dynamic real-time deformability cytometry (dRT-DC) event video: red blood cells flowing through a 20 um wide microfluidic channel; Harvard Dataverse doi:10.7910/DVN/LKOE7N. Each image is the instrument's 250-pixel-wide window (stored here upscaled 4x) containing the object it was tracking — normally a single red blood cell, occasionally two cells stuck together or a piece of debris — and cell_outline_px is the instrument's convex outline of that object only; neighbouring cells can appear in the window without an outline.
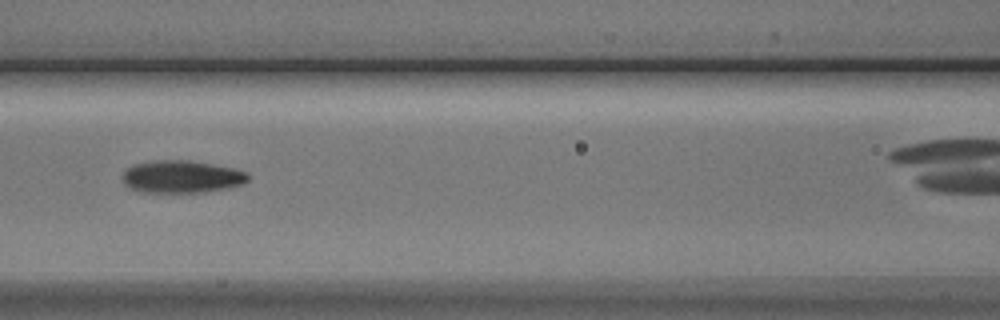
{"species": "Egyptian fruit bat (a non-hibernating species)", "species_latin": "Rousettus aegyptiacus", "temperature_condition": "cold", "stored_images_in_passage": 8, "camera_frame_rate_fps": 3000, "um_per_image_px": 0.085, "animal": {"sex": "male"}, "frame": {"image": 1, "passage_image": 4, "time_ms": 3.333, "image_size_px": [1000, 320], "cell_outline_px": [[248, 180], [244, 184], [228, 188], [204, 192], [144, 192], [128, 188], [124, 184], [124, 172], [132, 164], [152, 160], [188, 160], [236, 168], [248, 172]], "centroid_in_image_um": [15.47, 15.01], "position_along_channel_um": 151.1, "area_um2": 23.93}}
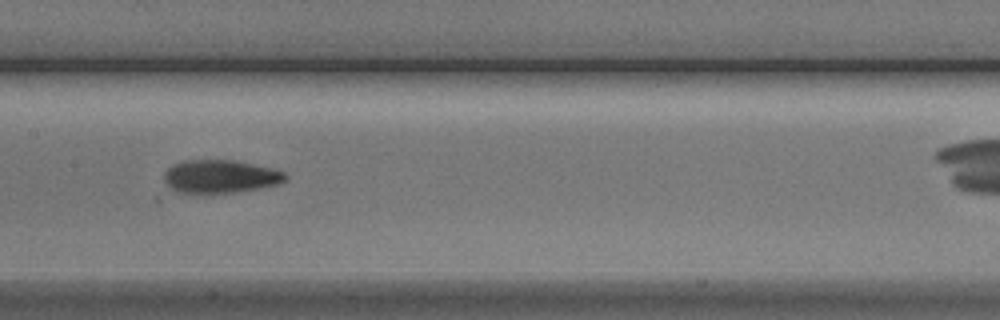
{"frame": {"image": 2, "passage_image": 5, "time_ms": 4.333, "image_size_px": [1000, 320], "cell_outline_px": [[288, 176], [280, 184], [260, 188], [236, 192], [176, 192], [164, 184], [164, 172], [172, 164], [184, 160], [232, 160], [272, 168], [284, 172]], "centroid_in_image_um": [18.7, 14.99], "position_along_channel_um": 188.7, "area_um2": 23.35}}
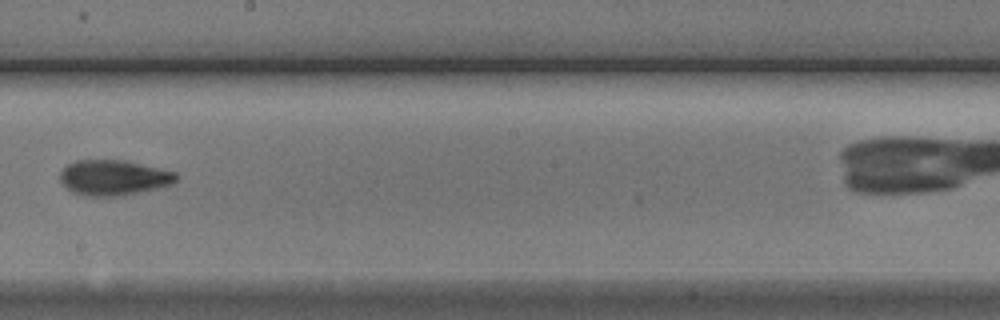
{"frame": {"image": 3, "passage_image": 6, "time_ms": 5.667, "image_size_px": [1000, 320], "cell_outline_px": [[180, 176], [172, 184], [160, 188], [124, 196], [84, 196], [72, 192], [60, 180], [60, 172], [68, 164], [76, 160], [124, 160], [176, 172]], "centroid_in_image_um": [9.69, 15.11], "position_along_channel_um": 238.5, "area_um2": 24.1}}